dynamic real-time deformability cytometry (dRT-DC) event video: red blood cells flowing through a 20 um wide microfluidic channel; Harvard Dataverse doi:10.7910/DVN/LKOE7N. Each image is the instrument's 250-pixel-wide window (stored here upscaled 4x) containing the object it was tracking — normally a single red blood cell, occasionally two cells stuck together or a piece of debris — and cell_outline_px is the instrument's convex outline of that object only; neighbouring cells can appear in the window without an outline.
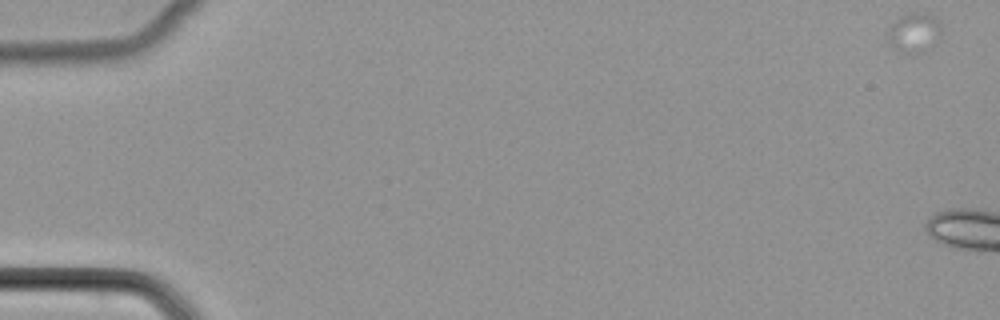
{"species": "common noctule bat (a hibernating species)", "species_latin": "Nyctalus noctula", "temperature_condition": "cold", "stored_images_in_passage": 8, "camera_frame_rate_fps": 3000, "um_per_image_px": 0.085, "animal": {"sex": "female", "body_mass_g": 22.7, "forearm_length_mm": 54.2}, "frame": {"image": 1, "passage_image": 1, "time_ms": 0.0, "image_size_px": [1000, 320], "cell_outline_px": [[940, 36], [932, 44], [900, 52], [888, 40], [888, 28], [896, 20], [908, 12], [928, 12], [940, 20]], "centroid_in_image_um": [77.7, 2.63], "position_along_channel_um": 7.3, "area_um2": 11.5}}